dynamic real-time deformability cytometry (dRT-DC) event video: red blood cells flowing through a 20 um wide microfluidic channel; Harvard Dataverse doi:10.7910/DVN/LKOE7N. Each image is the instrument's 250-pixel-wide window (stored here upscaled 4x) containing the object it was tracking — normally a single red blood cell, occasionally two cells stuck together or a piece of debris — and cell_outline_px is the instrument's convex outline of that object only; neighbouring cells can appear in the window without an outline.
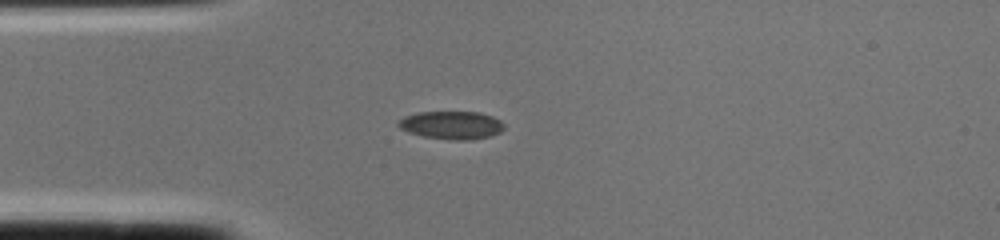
{"species": "common noctule bat (a hibernating species)", "species_latin": "Nyctalus noctula", "temperature_condition": "cold", "stored_images_in_passage": 1, "camera_frame_rate_fps": 3000, "um_per_image_px": 0.085, "animal": {"sex": "female", "body_mass_g": 22.0, "forearm_length_mm": 56.7}, "frame": {"image": 1, "passage_image": 1, "time_ms": 0.0, "image_size_px": [1000, 240], "cell_outline_px": [[504, 128], [500, 132], [492, 136], [468, 140], [452, 140], [424, 136], [408, 132], [400, 128], [396, 124], [396, 120], [404, 116], [416, 112], [480, 112], [492, 116], [500, 120], [504, 124]], "centroid_in_image_um": [38.36, 10.63], "position_along_channel_um": 46.6, "area_um2": 17.46}}